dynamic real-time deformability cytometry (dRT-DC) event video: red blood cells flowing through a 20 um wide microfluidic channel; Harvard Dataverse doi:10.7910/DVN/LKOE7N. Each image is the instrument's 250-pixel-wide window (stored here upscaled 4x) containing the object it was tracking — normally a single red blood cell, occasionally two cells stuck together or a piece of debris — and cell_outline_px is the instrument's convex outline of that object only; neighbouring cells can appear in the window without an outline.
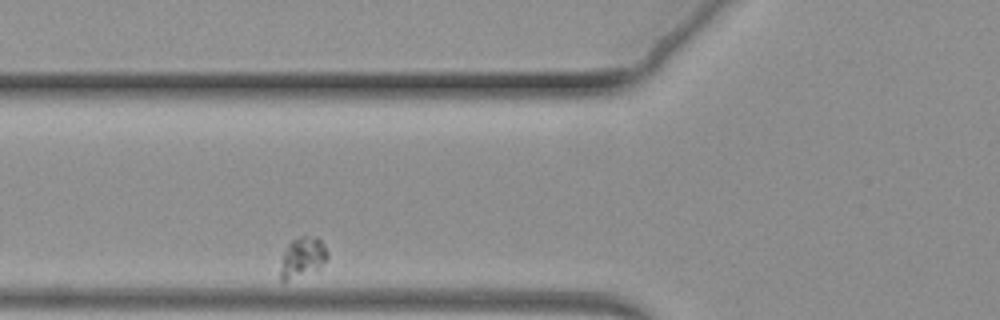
{"species": "common noctule bat (a hibernating species)", "species_latin": "Nyctalus noctula", "temperature_condition": "warm", "stored_images_in_passage": 46, "camera_frame_rate_fps": 3000, "um_per_image_px": 0.085, "animal": {"sex": "female", "body_mass_g": 19.3, "forearm_length_mm": 54.1}, "frame": {"image": 1, "passage_image": 13, "time_ms": 4.0, "image_size_px": [1000, 320], "cell_outline_px": [[328, 256], [324, 264], [320, 268], [284, 284], [280, 280], [280, 260], [288, 244], [296, 236], [320, 236], [328, 252]], "centroid_in_image_um": [25.7, 21.89], "position_along_channel_um": 100.1, "area_um2": 11.68}}
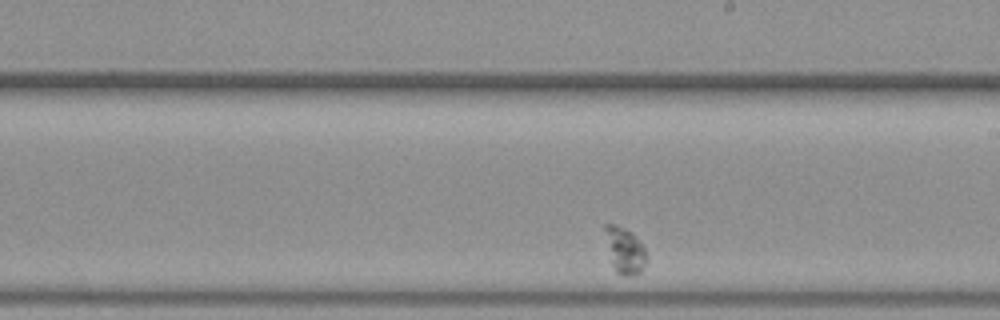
{"frame": {"image": 2, "passage_image": 30, "time_ms": 9.667, "image_size_px": [1000, 320], "cell_outline_px": [[648, 260], [640, 272], [632, 276], [624, 276], [616, 272], [612, 264], [604, 228], [604, 224], [616, 224], [632, 232], [644, 248]], "centroid_in_image_um": [53.12, 21.29], "position_along_channel_um": 235.9, "area_um2": 11.04}}
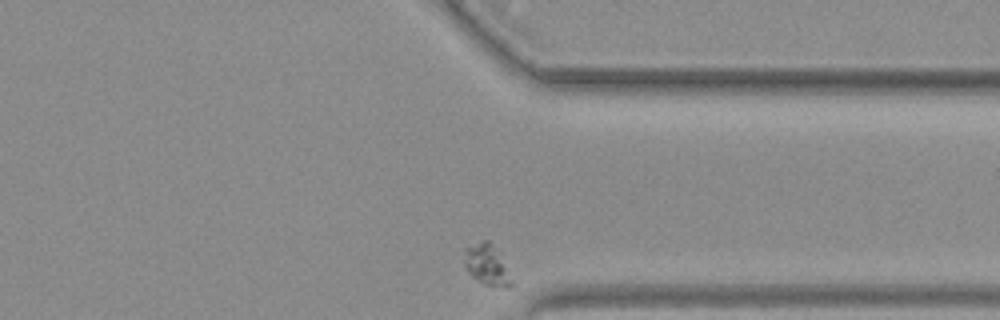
{"frame": {"image": 3, "passage_image": 46, "time_ms": 15.0, "image_size_px": [1000, 320], "cell_outline_px": [[516, 284], [512, 288], [500, 288], [484, 284], [476, 280], [464, 268], [464, 260], [468, 248], [480, 240], [488, 240], [500, 252]], "centroid_in_image_um": [41.49, 22.57], "position_along_channel_um": 369.9, "area_um2": 11.68}}